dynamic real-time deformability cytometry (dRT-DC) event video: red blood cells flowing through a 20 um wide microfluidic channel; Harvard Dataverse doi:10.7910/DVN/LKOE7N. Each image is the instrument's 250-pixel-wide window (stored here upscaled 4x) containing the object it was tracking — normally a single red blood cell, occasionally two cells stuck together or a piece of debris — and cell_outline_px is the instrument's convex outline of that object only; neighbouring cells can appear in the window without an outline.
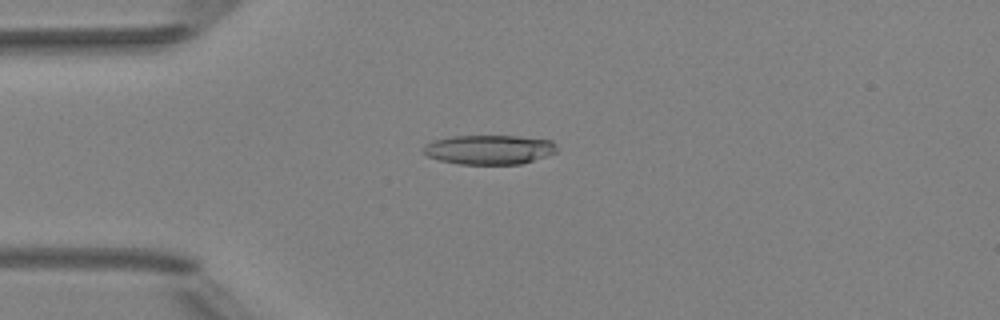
{"species": "Egyptian fruit bat (a non-hibernating species)", "species_latin": "Rousettus aegyptiacus", "temperature_condition": "room temperature", "stored_images_in_passage": 4, "camera_frame_rate_fps": 3000, "um_per_image_px": 0.085, "animal": {"sex": "female"}, "frame": {"image": 1, "passage_image": 4, "time_ms": 3.333, "image_size_px": [1000, 320], "cell_outline_px": [[556, 152], [520, 164], [460, 164], [440, 160], [428, 156], [420, 152], [424, 144], [432, 140], [448, 136], [520, 136], [552, 140], [556, 144]], "centroid_in_image_um": [41.52, 12.7], "position_along_channel_um": 43.5, "area_um2": 23.0}}